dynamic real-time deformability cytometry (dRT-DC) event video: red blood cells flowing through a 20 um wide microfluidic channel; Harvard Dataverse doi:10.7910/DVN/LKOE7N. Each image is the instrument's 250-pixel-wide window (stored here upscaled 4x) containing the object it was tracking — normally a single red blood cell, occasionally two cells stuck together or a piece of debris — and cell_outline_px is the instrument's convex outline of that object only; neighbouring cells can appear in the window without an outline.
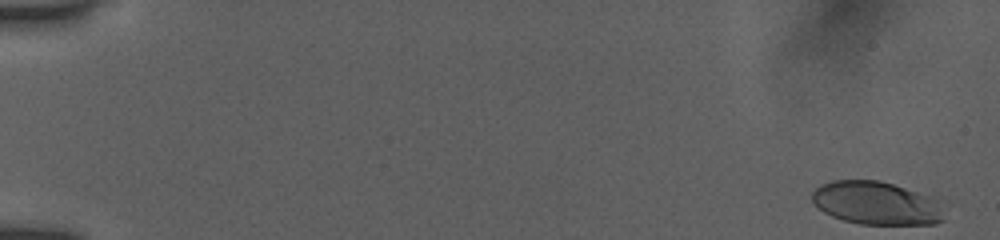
{"species": "human", "species_latin": "Homo sapiens", "temperature_condition": "room temperature", "stored_images_in_passage": 53, "camera_frame_rate_fps": 3000, "um_per_image_px": 0.085, "donor": {"sex": "female"}, "frame": {"image": 1, "passage_image": 1, "time_ms": 0.0, "image_size_px": [1000, 240], "cell_outline_px": [[944, 220], [936, 224], [860, 224], [844, 220], [832, 216], [824, 212], [812, 204], [812, 192], [820, 184], [832, 180], [880, 180], [932, 196], [936, 200]], "centroid_in_image_um": [74.44, 17.26], "position_along_channel_um": 10.6, "area_um2": 33.23}}
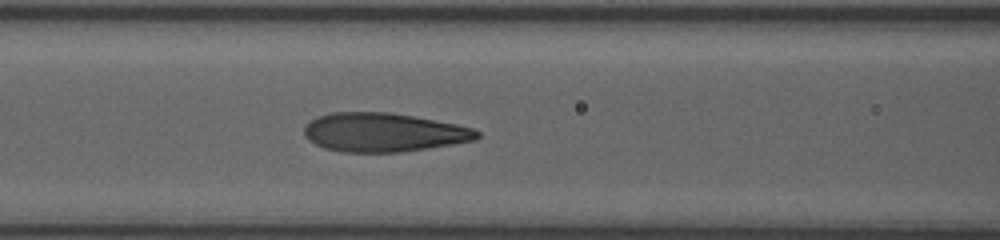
{"frame": {"image": 2, "passage_image": 24, "time_ms": 7.667, "image_size_px": [1000, 240], "cell_outline_px": [[480, 136], [476, 140], [428, 148], [400, 152], [344, 152], [324, 148], [308, 140], [304, 136], [304, 128], [316, 116], [332, 112], [392, 112], [456, 124], [472, 128], [480, 132]], "centroid_in_image_um": [32.6, 11.25], "position_along_channel_um": 134.0, "area_um2": 39.13}}
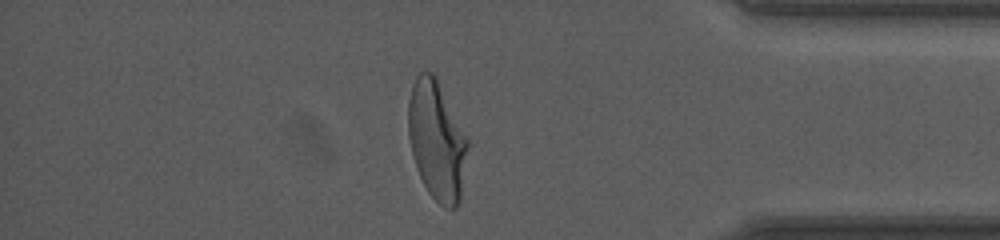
{"frame": {"image": 3, "passage_image": 46, "time_ms": 15.0, "image_size_px": [1000, 240], "cell_outline_px": [[468, 148], [460, 200], [456, 208], [444, 208], [428, 192], [416, 168], [412, 156], [408, 136], [408, 100], [412, 84], [416, 76], [420, 72], [432, 72], [436, 76], [468, 140]], "centroid_in_image_um": [37.11, 11.94], "position_along_channel_um": 398.1, "area_um2": 41.15}, "authors_computed_cell_mechanics": {"area_um2": 38.8416, "velocity_mm_per_s": 3.9107, "shape_relaxation_time_tau1_ms": 5.1557, "shape_relaxation_time_tau2_ms": 0.841, "deformation_change_tau1": 0.2514, "deformation_change_tau2": 0.0744}}